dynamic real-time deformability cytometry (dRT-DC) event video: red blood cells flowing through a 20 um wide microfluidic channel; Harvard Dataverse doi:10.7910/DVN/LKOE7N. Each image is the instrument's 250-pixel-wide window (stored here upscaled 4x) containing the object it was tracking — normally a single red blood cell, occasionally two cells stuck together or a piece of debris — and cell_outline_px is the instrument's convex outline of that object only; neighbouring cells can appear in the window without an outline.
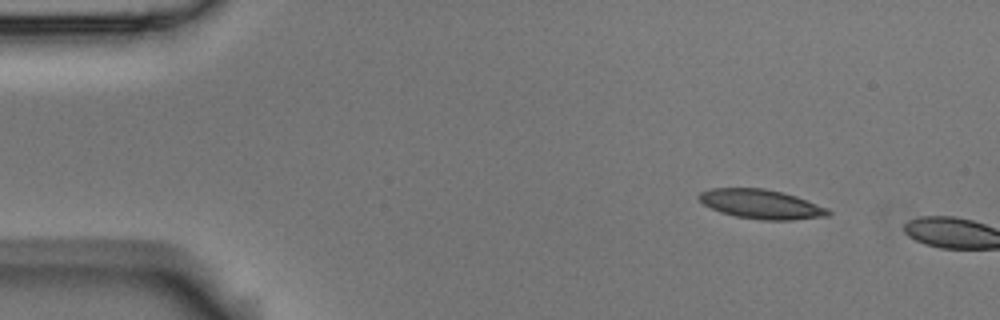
{"species": "Egyptian fruit bat (a non-hibernating species)", "species_latin": "Rousettus aegyptiacus", "temperature_condition": "room temperature", "stored_images_in_passage": 2, "camera_frame_rate_fps": 3000, "um_per_image_px": 0.085, "animal": {"sex": "male"}, "frame": {"image": 1, "passage_image": 1, "time_ms": 0.0, "image_size_px": [1000, 320], "cell_outline_px": [[832, 212], [828, 216], [792, 220], [760, 220], [736, 216], [720, 212], [704, 204], [696, 196], [700, 192], [712, 188], [764, 188], [784, 192], [796, 196], [828, 208]], "centroid_in_image_um": [64.71, 17.35], "position_along_channel_um": 20.3, "area_um2": 22.14}}